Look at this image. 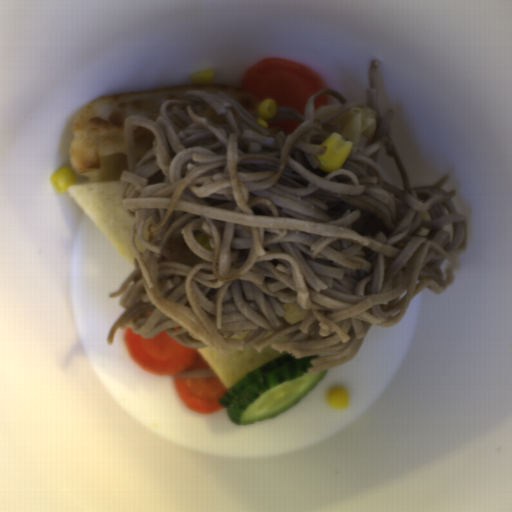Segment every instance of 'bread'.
<instances>
[{
	"mask_svg": "<svg viewBox=\"0 0 512 512\" xmlns=\"http://www.w3.org/2000/svg\"><path fill=\"white\" fill-rule=\"evenodd\" d=\"M122 188V180L88 181L73 182L66 191L78 202L134 271V257L129 237L135 218L122 203Z\"/></svg>",
	"mask_w": 512,
	"mask_h": 512,
	"instance_id": "8d2b1439",
	"label": "bread"
},
{
	"mask_svg": "<svg viewBox=\"0 0 512 512\" xmlns=\"http://www.w3.org/2000/svg\"><path fill=\"white\" fill-rule=\"evenodd\" d=\"M196 350L210 365L226 391L251 372L280 356L267 346L260 352L254 347H246L243 350H232L229 355L206 347Z\"/></svg>",
	"mask_w": 512,
	"mask_h": 512,
	"instance_id": "cb027b5d",
	"label": "bread"
}]
</instances>
